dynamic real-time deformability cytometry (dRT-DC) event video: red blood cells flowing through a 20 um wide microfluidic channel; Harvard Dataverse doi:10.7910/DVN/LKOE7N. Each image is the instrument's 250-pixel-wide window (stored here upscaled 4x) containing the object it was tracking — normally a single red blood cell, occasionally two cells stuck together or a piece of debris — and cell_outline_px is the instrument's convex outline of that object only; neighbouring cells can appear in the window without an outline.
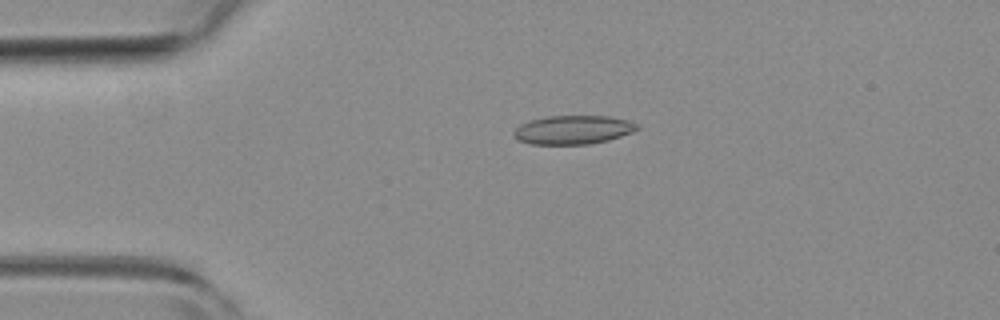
{"species": "common noctule bat (a hibernating species)", "species_latin": "Nyctalus noctula", "temperature_condition": "room temperature", "stored_images_in_passage": 3, "camera_frame_rate_fps": 3000, "um_per_image_px": 0.085, "animal": {"sex": "female", "body_mass_g": 19.3, "forearm_length_mm": 54.1}, "frame": {"image": 1, "passage_image": 2, "time_ms": 0.333, "image_size_px": [1000, 320], "cell_outline_px": [[640, 128], [632, 132], [608, 140], [588, 144], [532, 144], [520, 140], [512, 136], [512, 132], [520, 124], [528, 120], [548, 116], [608, 116], [628, 120], [640, 124]], "centroid_in_image_um": [48.71, 11.02], "position_along_channel_um": 36.3, "area_um2": 20.75}}